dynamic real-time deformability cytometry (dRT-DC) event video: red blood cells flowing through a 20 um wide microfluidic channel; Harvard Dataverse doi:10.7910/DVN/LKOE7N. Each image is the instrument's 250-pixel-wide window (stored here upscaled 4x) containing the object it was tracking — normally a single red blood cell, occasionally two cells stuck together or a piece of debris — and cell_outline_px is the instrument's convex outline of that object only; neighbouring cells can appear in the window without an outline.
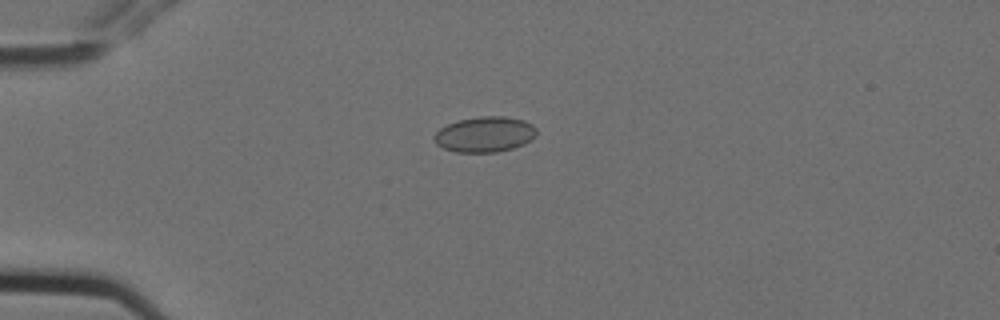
{"species": "Egyptian fruit bat (a non-hibernating species)", "species_latin": "Rousettus aegyptiacus", "temperature_condition": "cold", "stored_images_in_passage": 4, "camera_frame_rate_fps": 3000, "um_per_image_px": 0.085, "animal": {"sex": "female"}, "frame": {"image": 1, "passage_image": 2, "time_ms": 0.333, "image_size_px": [1000, 320], "cell_outline_px": [[536, 132], [524, 144], [512, 148], [496, 152], [456, 152], [444, 148], [436, 144], [432, 136], [440, 128], [448, 124], [460, 120], [480, 116], [504, 116], [524, 120], [532, 124], [536, 128]], "centroid_in_image_um": [41.17, 11.42], "position_along_channel_um": 43.8, "area_um2": 20.98}}
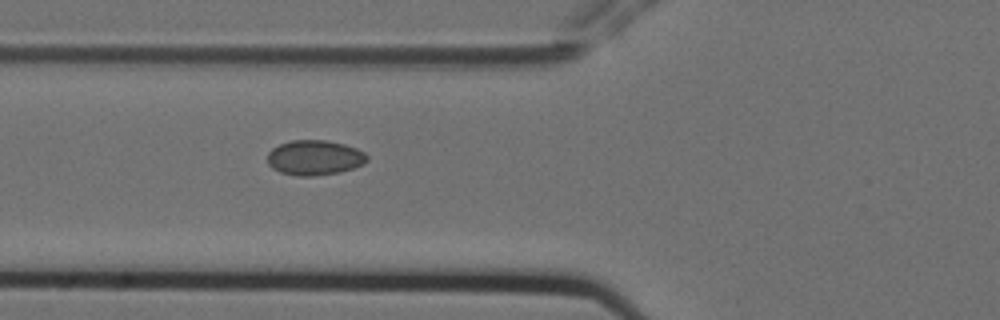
{"frame": {"image": 2, "passage_image": 4, "time_ms": 1.0, "image_size_px": [1000, 320], "cell_outline_px": [[368, 160], [364, 164], [340, 172], [312, 176], [300, 176], [280, 172], [272, 168], [268, 164], [268, 152], [272, 148], [280, 144], [292, 140], [324, 140], [344, 144], [356, 148], [364, 152], [368, 156]], "centroid_in_image_um": [26.74, 13.4], "position_along_channel_um": 99.1, "area_um2": 20.29}}